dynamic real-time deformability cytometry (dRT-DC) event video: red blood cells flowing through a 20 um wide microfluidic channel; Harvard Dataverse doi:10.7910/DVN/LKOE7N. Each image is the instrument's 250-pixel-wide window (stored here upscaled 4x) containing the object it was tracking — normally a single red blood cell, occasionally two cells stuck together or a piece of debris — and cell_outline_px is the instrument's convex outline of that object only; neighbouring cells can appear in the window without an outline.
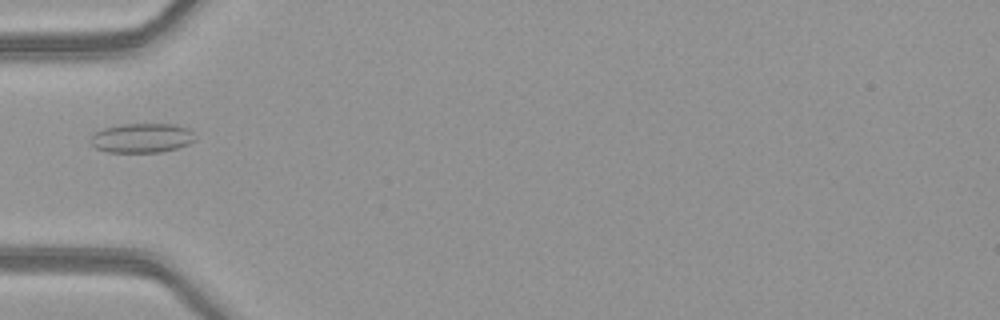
{"species": "common noctule bat (a hibernating species)", "species_latin": "Nyctalus noctula", "temperature_condition": "warm", "stored_images_in_passage": 6, "camera_frame_rate_fps": 3000, "um_per_image_px": 0.085, "animal": {"sex": "female", "body_mass_g": 21.9}, "frame": {"image": 1, "passage_image": 5, "time_ms": 1.333, "image_size_px": [1000, 320], "cell_outline_px": [[196, 140], [188, 144], [176, 148], [160, 152], [108, 152], [96, 148], [88, 140], [92, 132], [104, 128], [120, 124], [176, 124], [188, 128], [192, 132]], "centroid_in_image_um": [12.02, 11.72], "position_along_channel_um": 73.0, "area_um2": 18.09}}